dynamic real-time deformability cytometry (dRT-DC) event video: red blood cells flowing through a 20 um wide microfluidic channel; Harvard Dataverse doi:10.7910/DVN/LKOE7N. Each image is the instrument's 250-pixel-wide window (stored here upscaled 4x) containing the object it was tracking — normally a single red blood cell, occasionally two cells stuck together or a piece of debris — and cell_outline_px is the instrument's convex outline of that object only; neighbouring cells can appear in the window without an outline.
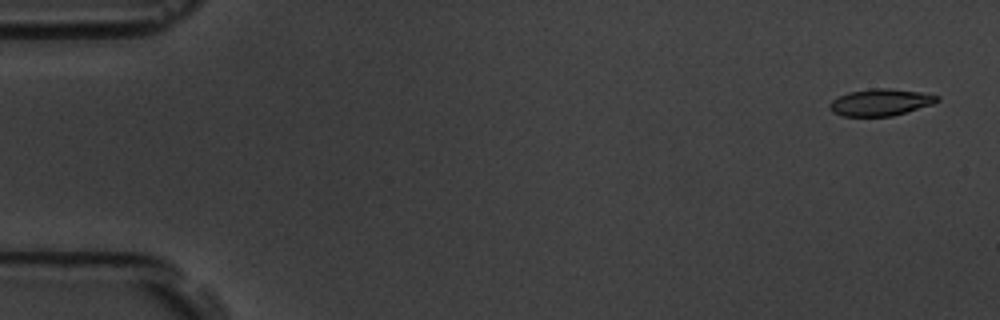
{"species": "common noctule bat (a hibernating species)", "species_latin": "Nyctalus noctula", "temperature_condition": "room temperature", "stored_images_in_passage": 7, "camera_frame_rate_fps": 3000, "um_per_image_px": 0.085, "animal": {"sex": "male", "body_mass_g": 19.5, "forearm_length_mm": 54.6}, "frame": {"image": 1, "passage_image": 1, "time_ms": 0.0, "image_size_px": [1000, 320], "cell_outline_px": [[940, 100], [932, 104], [892, 116], [844, 116], [832, 112], [828, 108], [828, 104], [832, 100], [848, 92], [872, 88], [888, 88], [920, 92], [940, 96]], "centroid_in_image_um": [74.82, 8.69], "position_along_channel_um": 10.2, "area_um2": 16.76}}
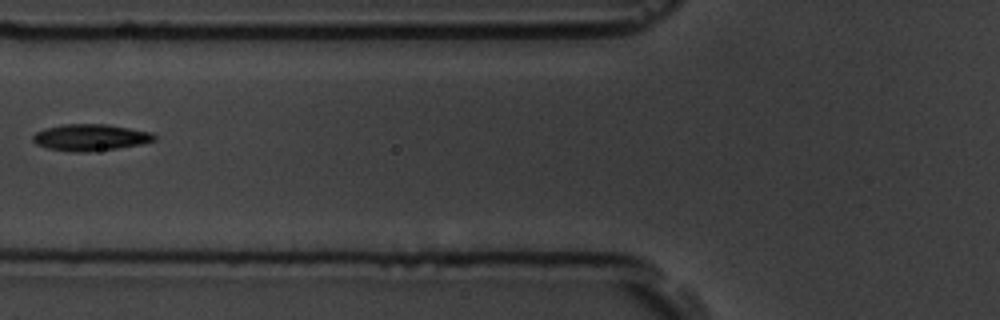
{"frame": {"image": 2, "passage_image": 6, "time_ms": 6.667, "image_size_px": [1000, 320], "cell_outline_px": [[156, 140], [140, 144], [92, 152], [76, 152], [48, 148], [36, 144], [32, 140], [32, 136], [36, 132], [44, 128], [64, 124], [108, 124], [152, 132], [156, 136]], "centroid_in_image_um": [7.68, 11.67], "position_along_channel_um": 118.1, "area_um2": 18.84}}
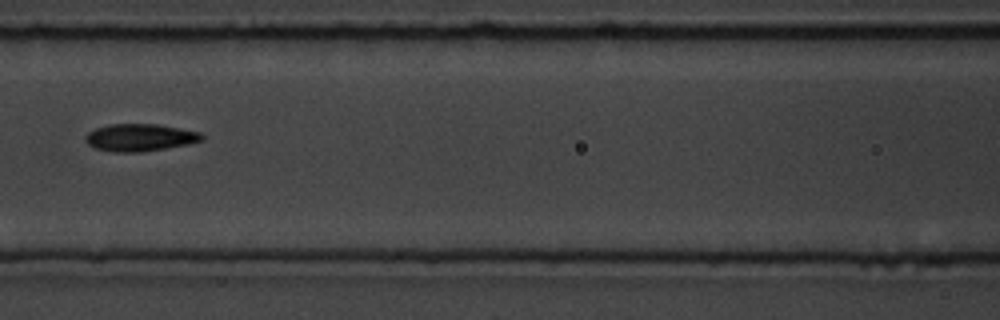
{"frame": {"image": 3, "passage_image": 7, "time_ms": 7.667, "image_size_px": [1000, 320], "cell_outline_px": [[204, 140], [188, 144], [140, 152], [112, 152], [96, 148], [88, 144], [84, 140], [84, 136], [88, 132], [96, 128], [108, 124], [156, 124], [200, 132], [204, 136]], "centroid_in_image_um": [11.87, 11.69], "position_along_channel_um": 154.7, "area_um2": 18.5}}